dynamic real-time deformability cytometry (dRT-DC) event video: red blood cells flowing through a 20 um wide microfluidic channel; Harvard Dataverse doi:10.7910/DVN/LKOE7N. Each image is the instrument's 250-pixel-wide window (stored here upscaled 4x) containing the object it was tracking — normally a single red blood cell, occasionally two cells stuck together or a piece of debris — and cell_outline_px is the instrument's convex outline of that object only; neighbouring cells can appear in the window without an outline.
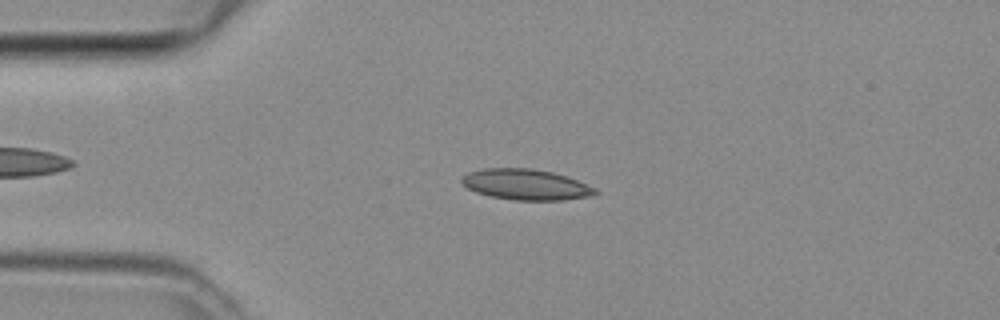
{"species": "common noctule bat (a hibernating species)", "species_latin": "Nyctalus noctula", "temperature_condition": "room temperature", "stored_images_in_passage": 4, "camera_frame_rate_fps": 3000, "um_per_image_px": 0.085, "animal": {"sex": "female", "body_mass_g": 29.2, "forearm_length_mm": 56.3}, "frame": {"image": 1, "passage_image": 2, "time_ms": 0.333, "image_size_px": [1000, 320], "cell_outline_px": [[600, 192], [592, 196], [564, 200], [516, 200], [492, 196], [476, 192], [468, 188], [460, 180], [468, 172], [484, 168], [532, 168], [552, 172], [576, 180], [596, 188]], "centroid_in_image_um": [44.72, 15.68], "position_along_channel_um": 40.3, "area_um2": 23.76}}
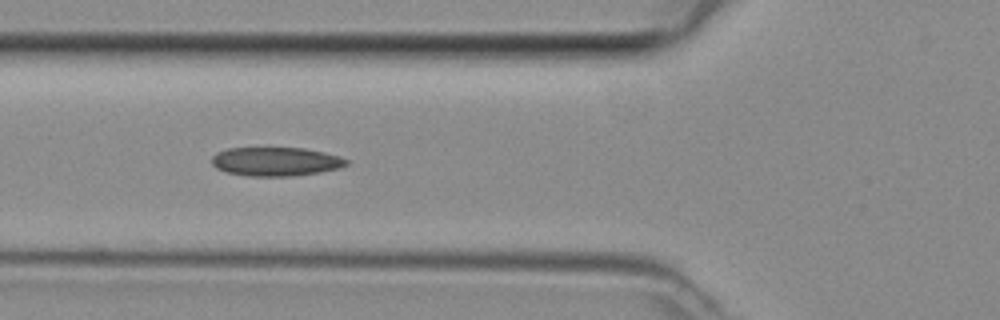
{"frame": {"image": 2, "passage_image": 4, "time_ms": 1.0, "image_size_px": [1000, 320], "cell_outline_px": [[348, 164], [340, 168], [320, 172], [292, 176], [248, 176], [228, 172], [216, 168], [212, 164], [212, 156], [216, 152], [228, 148], [304, 148], [324, 152], [340, 156], [348, 160]], "centroid_in_image_um": [23.45, 13.73], "position_along_channel_um": 102.4, "area_um2": 22.66}}